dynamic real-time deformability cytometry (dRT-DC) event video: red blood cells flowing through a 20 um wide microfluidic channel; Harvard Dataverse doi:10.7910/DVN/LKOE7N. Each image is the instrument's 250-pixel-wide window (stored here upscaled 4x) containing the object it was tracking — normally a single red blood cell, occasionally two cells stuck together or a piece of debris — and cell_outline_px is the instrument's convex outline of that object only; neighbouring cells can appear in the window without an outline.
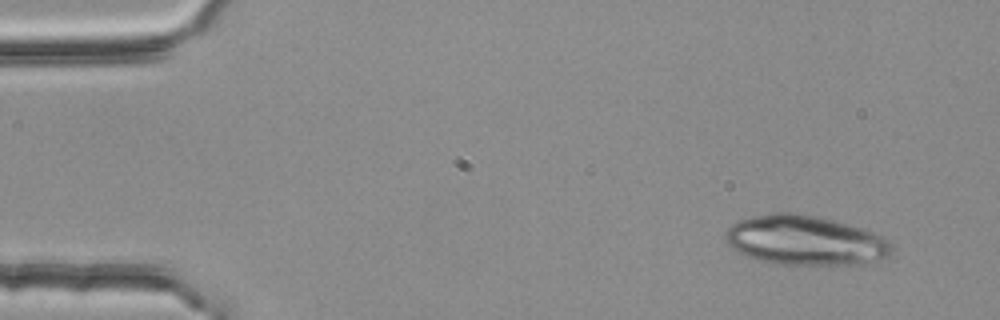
{"species": "common noctule bat (a hibernating species)", "species_latin": "Nyctalus noctula", "temperature_condition": "room temperature", "stored_images_in_passage": 4, "segment_of_instrument_passage": [2, 2], "camera_frame_rate_fps": 3000, "um_per_image_px": 0.085, "animal": {"sex": "female", "body_mass_g": 25.1}, "frame": {"image": 1, "passage_image": 4, "time_ms": 1.0, "image_size_px": [1000, 320], "cell_outline_px": [[892, 252], [888, 256], [876, 260], [852, 264], [772, 264], [756, 260], [732, 248], [724, 240], [724, 232], [732, 224], [740, 220], [752, 216], [776, 212], [792, 212], [820, 216], [836, 220], [864, 228], [876, 232], [884, 236], [888, 240], [892, 248]], "centroid_in_image_um": [68.43, 20.41], "position_along_channel_um": 16.6, "area_um2": 48.44}}